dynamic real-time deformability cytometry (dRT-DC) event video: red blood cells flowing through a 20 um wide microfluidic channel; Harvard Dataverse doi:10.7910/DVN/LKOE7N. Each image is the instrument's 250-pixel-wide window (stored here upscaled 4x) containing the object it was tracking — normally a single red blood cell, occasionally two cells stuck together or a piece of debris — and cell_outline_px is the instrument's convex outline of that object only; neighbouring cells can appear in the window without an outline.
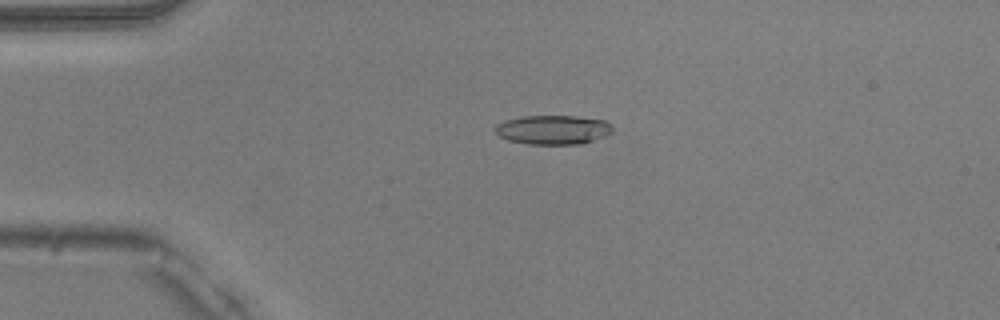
{"species": "common noctule bat (a hibernating species)", "species_latin": "Nyctalus noctula", "temperature_condition": "warm", "stored_images_in_passage": 22, "camera_frame_rate_fps": 3000, "um_per_image_px": 0.085, "animal": {"sex": "male", "body_mass_g": 20.5, "forearm_length_mm": 52.5}, "frame": {"image": 1, "passage_image": 12, "time_ms": 3.667, "image_size_px": [1000, 320], "cell_outline_px": [[612, 132], [604, 136], [580, 144], [528, 144], [508, 140], [500, 136], [496, 132], [496, 124], [504, 120], [524, 116], [576, 116], [604, 120], [612, 128]], "centroid_in_image_um": [46.98, 11.02], "position_along_channel_um": 38.0, "area_um2": 19.77}}
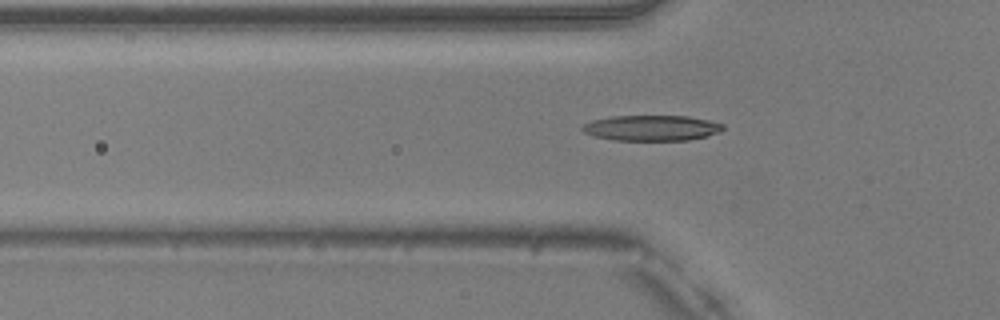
{"frame": {"image": 2, "passage_image": 17, "time_ms": 5.333, "image_size_px": [1000, 320], "cell_outline_px": [[724, 128], [720, 132], [708, 136], [688, 140], [612, 140], [596, 136], [584, 132], [580, 128], [584, 124], [592, 120], [612, 116], [688, 116], [708, 120], [724, 124]], "centroid_in_image_um": [55.4, 10.87], "position_along_channel_um": 70.4, "area_um2": 20.92}}
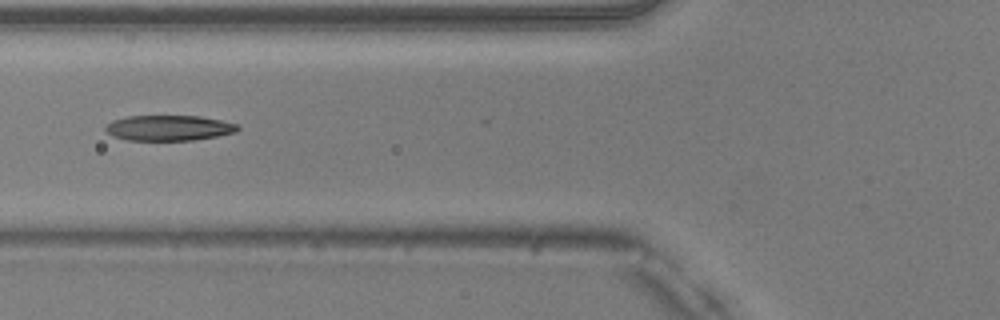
{"frame": {"image": 3, "passage_image": 20, "time_ms": 6.333, "image_size_px": [1000, 320], "cell_outline_px": [[240, 128], [236, 132], [216, 136], [192, 140], [128, 140], [112, 136], [104, 128], [112, 120], [124, 116], [200, 116], [240, 124]], "centroid_in_image_um": [14.36, 10.87], "position_along_channel_um": 111.4, "area_um2": 19.59}}